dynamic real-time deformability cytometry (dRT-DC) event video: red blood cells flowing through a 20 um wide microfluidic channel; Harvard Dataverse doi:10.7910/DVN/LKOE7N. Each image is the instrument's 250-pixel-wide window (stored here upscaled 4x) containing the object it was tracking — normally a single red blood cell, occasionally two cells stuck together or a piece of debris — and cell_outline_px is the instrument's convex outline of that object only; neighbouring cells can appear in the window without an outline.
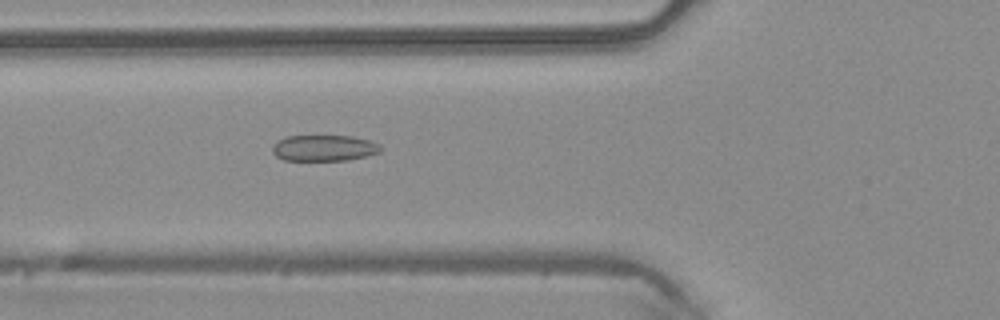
{"species": "common noctule bat (a hibernating species)", "species_latin": "Nyctalus noctula", "temperature_condition": "warm", "stored_images_in_passage": 42, "camera_frame_rate_fps": 3000, "um_per_image_px": 0.085, "animal": {"sex": "male", "body_mass_g": 20.4}, "frame": {"image": 1, "passage_image": 11, "time_ms": 3.333, "image_size_px": [1000, 320], "cell_outline_px": [[384, 148], [380, 152], [368, 156], [348, 160], [284, 160], [276, 156], [272, 152], [272, 144], [288, 136], [352, 136], [368, 140], [380, 144]], "centroid_in_image_um": [27.58, 12.58], "position_along_channel_um": 98.2, "area_um2": 16.53}}
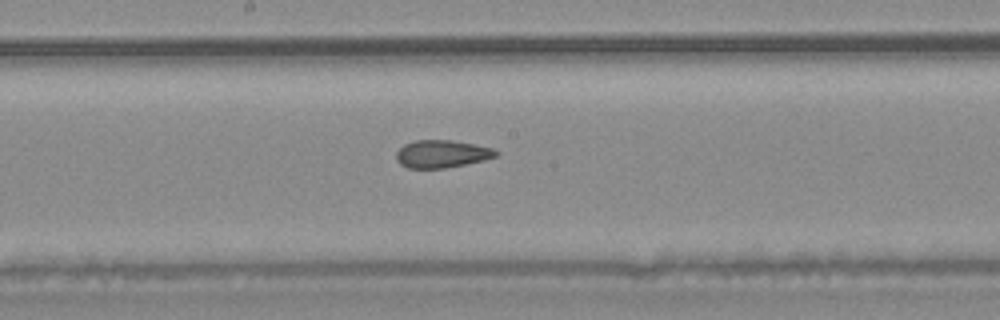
{"frame": {"image": 2, "passage_image": 19, "time_ms": 6.0, "image_size_px": [1000, 320], "cell_outline_px": [[500, 152], [496, 156], [484, 160], [444, 168], [408, 168], [400, 164], [396, 160], [396, 152], [404, 144], [416, 140], [452, 140], [492, 148]], "centroid_in_image_um": [37.53, 13.08], "position_along_channel_um": 210.7, "area_um2": 15.95}}
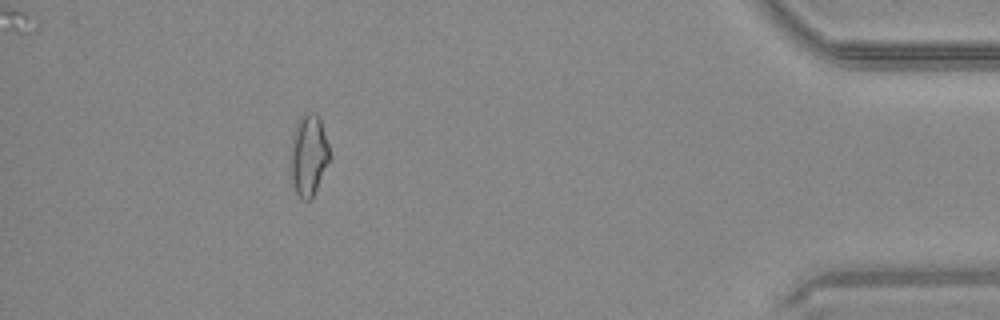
{"frame": {"image": 3, "passage_image": 37, "time_ms": 12.0, "image_size_px": [1000, 320], "cell_outline_px": [[328, 160], [316, 188], [312, 196], [308, 200], [304, 200], [296, 192], [292, 180], [292, 136], [296, 124], [300, 116], [304, 112], [316, 112], [320, 120], [328, 144]], "centroid_in_image_um": [26.22, 13.11], "position_along_channel_um": 409.0, "area_um2": 17.63}, "authors_computed_cell_mechanics": {"area_um2": 17.0799, "velocity_mm_per_s": 4.1982, "shape_relaxation_time_tau1_ms": null, "shape_relaxation_time_tau2_ms": 1.1913, "deformation_change_tau1": null, "deformation_change_tau2": 0.0788}}